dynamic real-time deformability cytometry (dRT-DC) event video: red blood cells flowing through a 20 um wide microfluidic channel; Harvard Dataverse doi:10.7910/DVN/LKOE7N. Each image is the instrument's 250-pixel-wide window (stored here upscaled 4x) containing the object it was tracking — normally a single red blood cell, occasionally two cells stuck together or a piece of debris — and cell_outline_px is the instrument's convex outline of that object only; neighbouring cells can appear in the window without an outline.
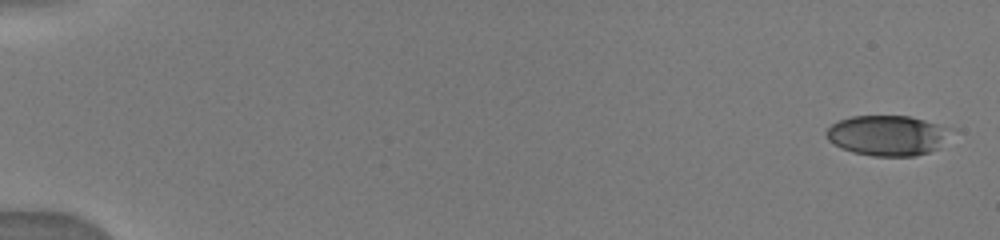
{"species": "human", "species_latin": "Homo sapiens", "temperature_condition": "warm", "stored_images_in_passage": 11, "camera_frame_rate_fps": 3000, "um_per_image_px": 0.085, "donor": {"sex": "male"}, "frame": {"image": 1, "passage_image": 1, "time_ms": 0.0, "image_size_px": [1000, 240], "cell_outline_px": [[952, 128], [936, 148], [928, 152], [916, 156], [872, 156], [852, 152], [840, 148], [832, 144], [828, 140], [824, 132], [832, 124], [840, 120], [852, 116], [908, 116], [924, 120]], "centroid_in_image_um": [75.35, 11.51], "position_along_channel_um": 9.7, "area_um2": 28.96}}
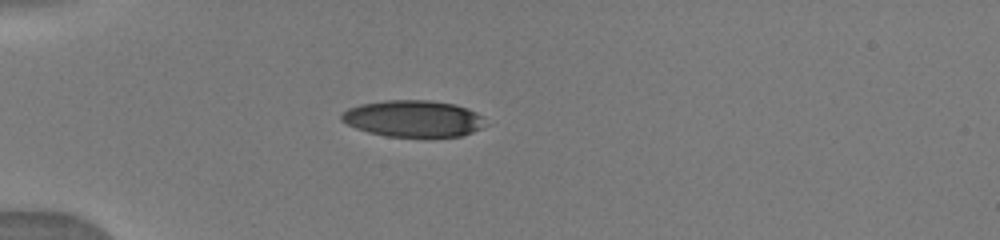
{"frame": {"image": 2, "passage_image": 7, "time_ms": 4.667, "image_size_px": [1000, 240], "cell_outline_px": [[488, 124], [472, 132], [460, 136], [384, 136], [368, 132], [356, 128], [340, 120], [340, 112], [348, 108], [360, 104], [384, 100], [428, 100], [456, 104], [468, 108], [484, 116]], "centroid_in_image_um": [35.13, 10.07], "position_along_channel_um": 49.9, "area_um2": 30.92}}
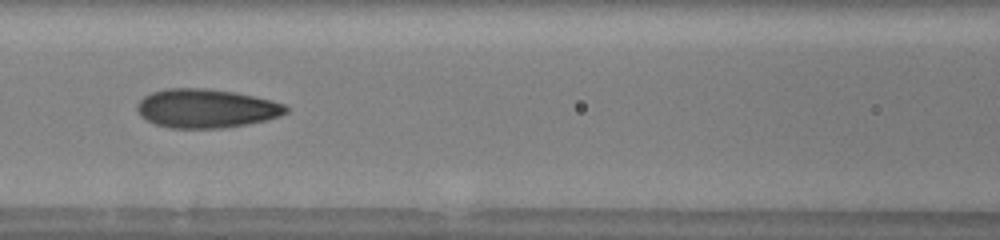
{"frame": {"image": 3, "passage_image": 10, "time_ms": 7.667, "image_size_px": [1000, 240], "cell_outline_px": [[288, 112], [280, 116], [248, 124], [224, 128], [172, 128], [156, 124], [140, 116], [136, 108], [136, 104], [144, 96], [152, 92], [164, 88], [208, 88], [236, 92], [256, 96], [272, 100], [284, 104], [288, 108]], "centroid_in_image_um": [17.53, 9.2], "position_along_channel_um": 149.1, "area_um2": 33.93}}